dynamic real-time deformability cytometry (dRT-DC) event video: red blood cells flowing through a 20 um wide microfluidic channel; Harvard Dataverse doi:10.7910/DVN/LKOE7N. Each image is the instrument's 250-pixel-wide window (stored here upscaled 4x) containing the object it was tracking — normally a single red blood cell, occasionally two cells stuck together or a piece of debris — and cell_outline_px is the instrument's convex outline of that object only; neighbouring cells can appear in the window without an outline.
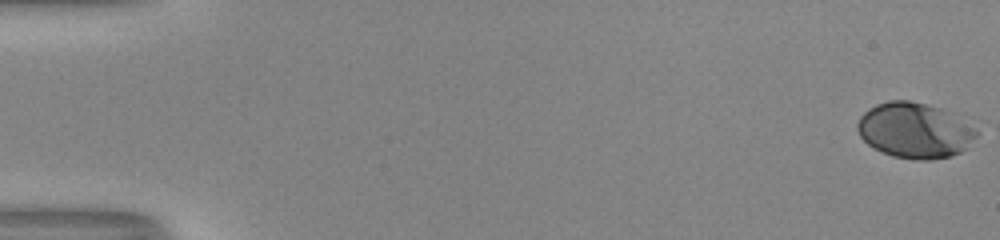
{"species": "human", "species_latin": "Homo sapiens", "temperature_condition": "room temperature", "stored_images_in_passage": 14, "camera_frame_rate_fps": 3000, "um_per_image_px": 0.085, "donor": {"sex": "male"}, "frame": {"image": 1, "passage_image": 1, "time_ms": 0.0, "image_size_px": [1000, 240], "cell_outline_px": [[976, 136], [968, 148], [952, 156], [932, 160], [916, 160], [892, 156], [868, 144], [860, 136], [856, 128], [856, 124], [860, 116], [868, 108], [876, 104], [888, 100], [908, 100], [940, 108], [952, 112], [972, 128], [976, 132]], "centroid_in_image_um": [77.72, 11.09], "position_along_channel_um": 7.3, "area_um2": 38.38}}